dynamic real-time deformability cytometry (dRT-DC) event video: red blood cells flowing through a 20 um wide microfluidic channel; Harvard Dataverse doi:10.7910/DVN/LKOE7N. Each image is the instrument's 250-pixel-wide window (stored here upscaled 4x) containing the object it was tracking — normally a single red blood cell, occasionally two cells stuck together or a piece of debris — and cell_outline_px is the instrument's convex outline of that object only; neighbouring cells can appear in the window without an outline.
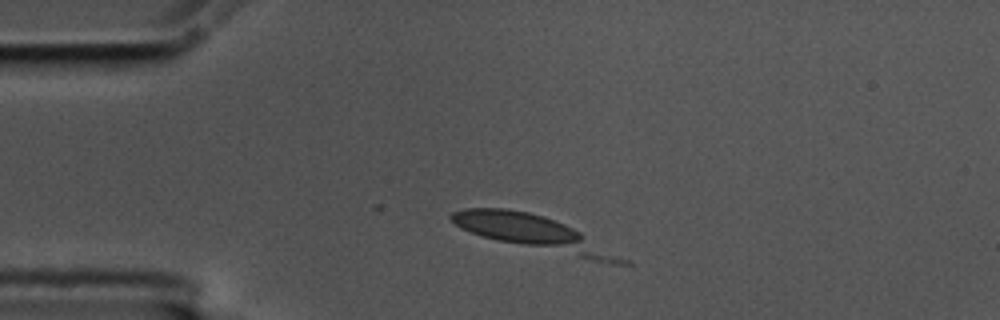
{"species": "common noctule bat (a hibernating species)", "species_latin": "Nyctalus noctula", "temperature_condition": "cold", "stored_images_in_passage": 2, "camera_frame_rate_fps": 3000, "um_per_image_px": 0.085, "animal": {"sex": "male", "body_mass_g": 17.5, "forearm_length_mm": 52.3}, "frame": {"image": 1, "passage_image": 1, "time_ms": 0.0, "image_size_px": [1000, 320], "cell_outline_px": [[632, 264], [612, 264], [592, 260], [496, 240], [460, 228], [448, 216], [452, 212], [464, 208], [504, 208], [528, 212], [544, 216], [564, 224], [580, 232], [632, 260]], "centroid_in_image_um": [45.42, 19.82], "position_along_channel_um": 39.6, "area_um2": 33.29}}